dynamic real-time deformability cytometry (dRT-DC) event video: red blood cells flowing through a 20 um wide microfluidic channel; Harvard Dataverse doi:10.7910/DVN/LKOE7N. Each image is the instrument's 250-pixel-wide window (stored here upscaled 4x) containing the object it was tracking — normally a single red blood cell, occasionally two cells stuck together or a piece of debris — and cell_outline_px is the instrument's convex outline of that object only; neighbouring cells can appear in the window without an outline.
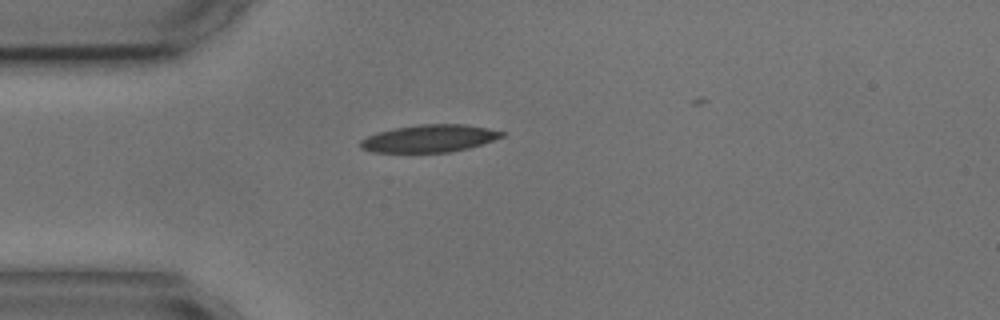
{"species": "common noctule bat (a hibernating species)", "species_latin": "Nyctalus noctula", "temperature_condition": "cold", "stored_images_in_passage": 1, "camera_frame_rate_fps": 3000, "um_per_image_px": 0.085, "animal": {"sex": "male", "body_mass_g": 17.9, "forearm_length_mm": 54.2}, "frame": {"image": 1, "passage_image": 1, "time_ms": 0.0, "image_size_px": [1000, 320], "cell_outline_px": [[508, 132], [504, 136], [468, 148], [452, 152], [372, 152], [360, 148], [360, 140], [376, 132], [396, 128], [420, 124], [464, 124], [488, 128]], "centroid_in_image_um": [36.5, 11.76], "position_along_channel_um": 48.5, "area_um2": 22.6}}